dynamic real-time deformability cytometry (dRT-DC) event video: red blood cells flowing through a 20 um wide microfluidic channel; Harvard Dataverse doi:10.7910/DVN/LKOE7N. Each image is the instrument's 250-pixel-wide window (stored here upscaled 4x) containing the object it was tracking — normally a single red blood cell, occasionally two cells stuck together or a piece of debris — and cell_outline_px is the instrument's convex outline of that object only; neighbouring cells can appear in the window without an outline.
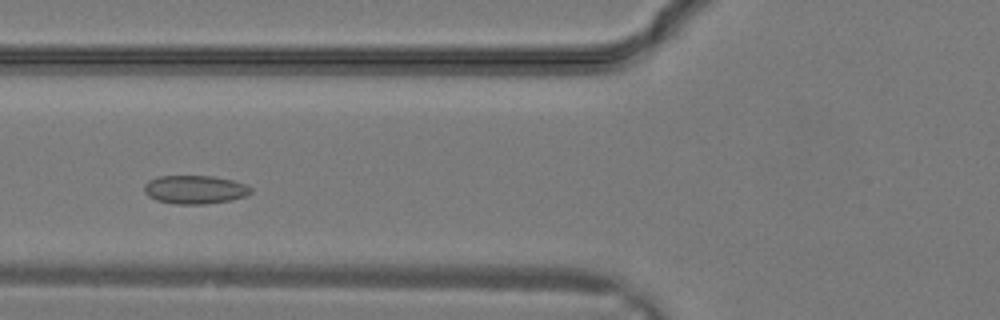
{"species": "common noctule bat (a hibernating species)", "species_latin": "Nyctalus noctula", "temperature_condition": "warm", "stored_images_in_passage": 28, "camera_frame_rate_fps": 3000, "um_per_image_px": 0.085, "animal": {"sex": "male", "body_mass_g": 19.2, "forearm_length_mm": 51.8}, "frame": {"image": 1, "passage_image": 9, "time_ms": 2.667, "image_size_px": [1000, 320], "cell_outline_px": [[252, 192], [244, 196], [228, 200], [204, 204], [176, 204], [156, 200], [148, 196], [144, 192], [144, 184], [148, 180], [156, 176], [212, 176], [232, 180], [244, 184], [252, 188]], "centroid_in_image_um": [16.51, 16.11], "position_along_channel_um": 109.3, "area_um2": 17.63}}
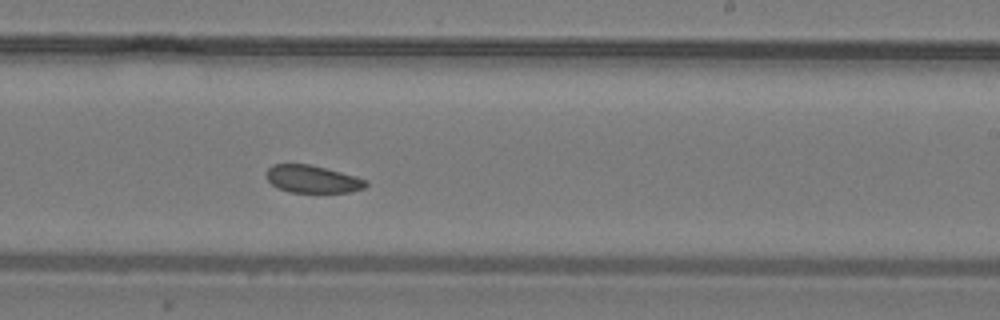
{"frame": {"image": 2, "passage_image": 16, "time_ms": 5.0, "image_size_px": [1000, 320], "cell_outline_px": [[368, 184], [364, 188], [348, 192], [288, 192], [276, 188], [268, 180], [268, 168], [272, 164], [312, 164], [368, 180]], "centroid_in_image_um": [26.56, 15.22], "position_along_channel_um": 262.4, "area_um2": 15.9}}
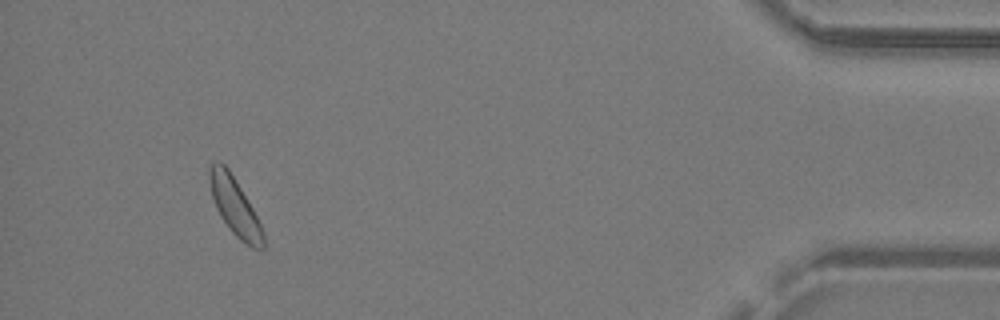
{"frame": {"image": 3, "passage_image": 26, "time_ms": 8.333, "image_size_px": [1000, 320], "cell_outline_px": [[264, 248], [252, 248], [240, 240], [232, 232], [220, 216], [216, 208], [212, 196], [208, 180], [208, 168], [216, 160], [224, 164], [228, 168], [252, 208], [264, 232]], "centroid_in_image_um": [19.93, 17.54], "position_along_channel_um": 415.3, "area_um2": 17.8}}